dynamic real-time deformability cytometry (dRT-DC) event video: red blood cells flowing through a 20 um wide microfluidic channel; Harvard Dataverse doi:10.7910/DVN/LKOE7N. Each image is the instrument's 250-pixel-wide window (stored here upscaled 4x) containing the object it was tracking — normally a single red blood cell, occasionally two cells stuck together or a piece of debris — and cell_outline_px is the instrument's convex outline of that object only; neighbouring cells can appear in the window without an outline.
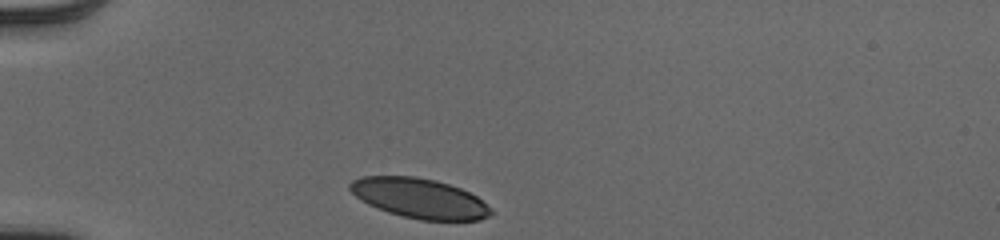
{"species": "human", "species_latin": "Homo sapiens", "temperature_condition": "cold", "stored_images_in_passage": 31, "camera_frame_rate_fps": 3000, "um_per_image_px": 0.085, "donor": {"sex": "male"}, "frame": {"image": 1, "passage_image": 1, "time_ms": 0.0, "image_size_px": [1000, 240], "cell_outline_px": [[492, 212], [488, 216], [480, 220], [420, 220], [388, 212], [376, 208], [360, 200], [348, 188], [348, 184], [352, 180], [364, 176], [416, 176], [436, 180], [460, 188], [476, 196]], "centroid_in_image_um": [35.59, 16.84], "position_along_channel_um": 49.4, "area_um2": 32.48}}
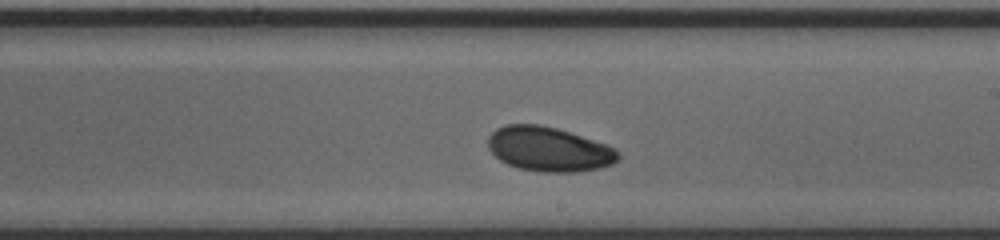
{"frame": {"image": 2, "passage_image": 18, "time_ms": 5.667, "image_size_px": [1000, 240], "cell_outline_px": [[620, 160], [612, 164], [600, 168], [576, 172], [540, 172], [520, 168], [508, 164], [500, 160], [488, 148], [488, 136], [496, 128], [504, 124], [540, 124], [556, 128], [616, 148], [620, 152]], "centroid_in_image_um": [46.65, 12.68], "position_along_channel_um": 242.3, "area_um2": 33.76}}
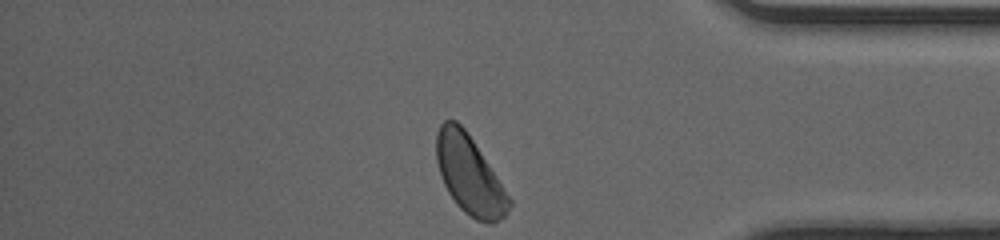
{"frame": {"image": 3, "passage_image": 31, "time_ms": 10.0, "image_size_px": [1000, 240], "cell_outline_px": [[512, 204], [504, 216], [500, 220], [492, 224], [476, 220], [464, 212], [456, 204], [448, 192], [444, 184], [436, 160], [436, 132], [440, 124], [444, 120], [456, 120], [468, 132], [512, 200]], "centroid_in_image_um": [39.9, 14.87], "position_along_channel_um": 395.3, "area_um2": 33.18}, "authors_computed_cell_mechanics": {"area_um2": 33.3506, "velocity_mm_per_s": 3.9376, "shape_relaxation_time_tau1_ms": 6.6562, "shape_relaxation_time_tau2_ms": null, "deformation_change_tau1": 0.1848, "deformation_change_tau2": null}}